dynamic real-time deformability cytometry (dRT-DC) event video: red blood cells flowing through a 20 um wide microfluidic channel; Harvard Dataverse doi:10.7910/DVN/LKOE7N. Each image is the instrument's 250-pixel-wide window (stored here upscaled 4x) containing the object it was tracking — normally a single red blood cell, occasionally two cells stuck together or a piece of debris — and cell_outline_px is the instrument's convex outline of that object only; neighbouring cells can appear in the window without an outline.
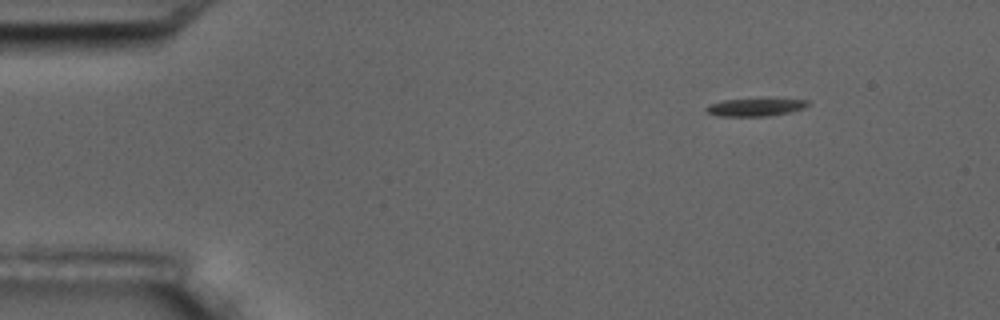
{"species": "common noctule bat (a hibernating species)", "species_latin": "Nyctalus noctula", "temperature_condition": "room temperature", "stored_images_in_passage": 3, "camera_frame_rate_fps": 3000, "um_per_image_px": 0.085, "animal": {"sex": "male", "body_mass_g": 17.5, "forearm_length_mm": 52.3}, "frame": {"image": 1, "passage_image": 1, "time_ms": 0.0, "image_size_px": [1000, 320], "cell_outline_px": [[808, 104], [804, 108], [788, 112], [768, 116], [716, 116], [708, 112], [704, 108], [708, 104], [724, 100], [760, 96], [768, 96], [808, 100]], "centroid_in_image_um": [64.22, 9.05], "position_along_channel_um": 20.8, "area_um2": 11.39}}
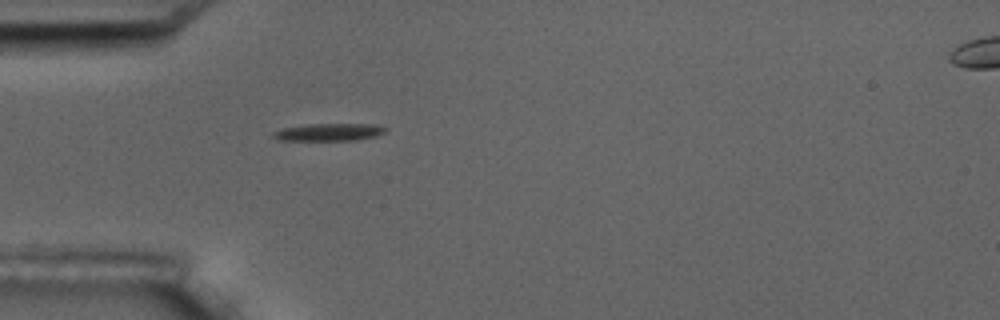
{"frame": {"image": 2, "passage_image": 3, "time_ms": 3.333, "image_size_px": [1000, 320], "cell_outline_px": [[388, 128], [384, 132], [376, 136], [356, 140], [280, 140], [272, 136], [272, 132], [280, 128], [308, 124], [376, 124]], "centroid_in_image_um": [27.96, 11.22], "position_along_channel_um": 57.0, "area_um2": 11.44}}